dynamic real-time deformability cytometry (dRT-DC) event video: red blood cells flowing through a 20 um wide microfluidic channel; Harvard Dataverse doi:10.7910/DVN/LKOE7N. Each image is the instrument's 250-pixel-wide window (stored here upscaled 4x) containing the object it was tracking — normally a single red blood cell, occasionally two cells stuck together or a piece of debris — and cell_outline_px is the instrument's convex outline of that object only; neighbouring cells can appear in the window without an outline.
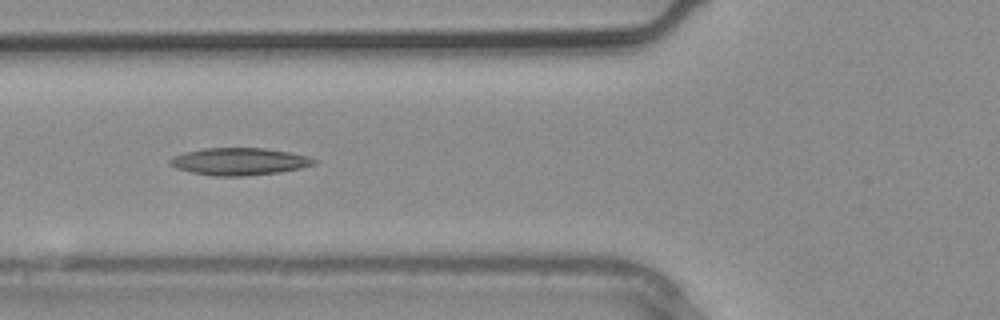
{"species": "common noctule bat (a hibernating species)", "species_latin": "Nyctalus noctula", "temperature_condition": "warm", "stored_images_in_passage": 4, "camera_frame_rate_fps": 3000, "um_per_image_px": 0.085, "animal": {"sex": "male", "body_mass_g": 20.4}, "frame": {"image": 1, "passage_image": 4, "time_ms": 1.0, "image_size_px": [1000, 320], "cell_outline_px": [[316, 164], [300, 168], [280, 172], [244, 176], [212, 176], [192, 172], [176, 168], [168, 164], [168, 160], [172, 156], [184, 152], [204, 148], [264, 148], [292, 152], [308, 156], [316, 160]], "centroid_in_image_um": [20.32, 13.72], "position_along_channel_um": 105.5, "area_um2": 23.06}}